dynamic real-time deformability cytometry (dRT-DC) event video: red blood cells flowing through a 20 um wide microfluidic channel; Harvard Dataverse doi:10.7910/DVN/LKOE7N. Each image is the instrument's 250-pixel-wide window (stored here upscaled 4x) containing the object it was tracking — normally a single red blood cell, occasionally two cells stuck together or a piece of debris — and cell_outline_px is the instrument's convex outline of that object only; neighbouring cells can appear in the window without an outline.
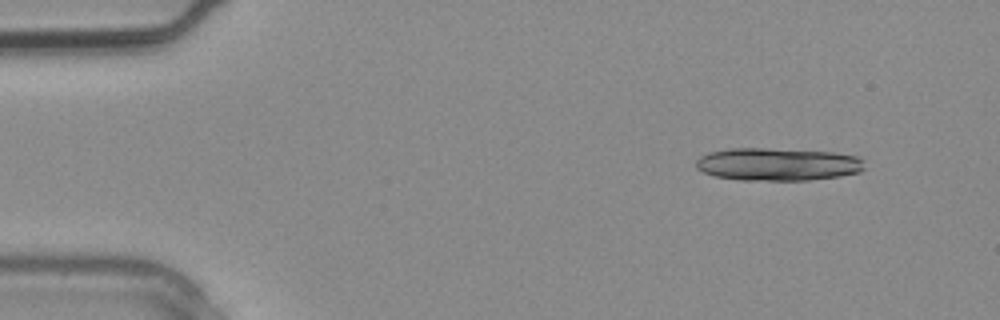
{"species": "common noctule bat (a hibernating species)", "species_latin": "Nyctalus noctula", "temperature_condition": "warm", "stored_images_in_passage": 3, "camera_frame_rate_fps": 3000, "um_per_image_px": 0.085, "animal": {"sex": "male", "body_mass_g": 20.4}, "frame": {"image": 1, "passage_image": 1, "time_ms": 0.0, "image_size_px": [1000, 320], "cell_outline_px": [[864, 168], [860, 172], [840, 176], [808, 180], [744, 180], [716, 176], [704, 172], [696, 168], [696, 160], [700, 156], [708, 152], [728, 148], [768, 148], [832, 152], [856, 156], [864, 160]], "centroid_in_image_um": [66.1, 13.95], "position_along_channel_um": 18.9, "area_um2": 32.25}}